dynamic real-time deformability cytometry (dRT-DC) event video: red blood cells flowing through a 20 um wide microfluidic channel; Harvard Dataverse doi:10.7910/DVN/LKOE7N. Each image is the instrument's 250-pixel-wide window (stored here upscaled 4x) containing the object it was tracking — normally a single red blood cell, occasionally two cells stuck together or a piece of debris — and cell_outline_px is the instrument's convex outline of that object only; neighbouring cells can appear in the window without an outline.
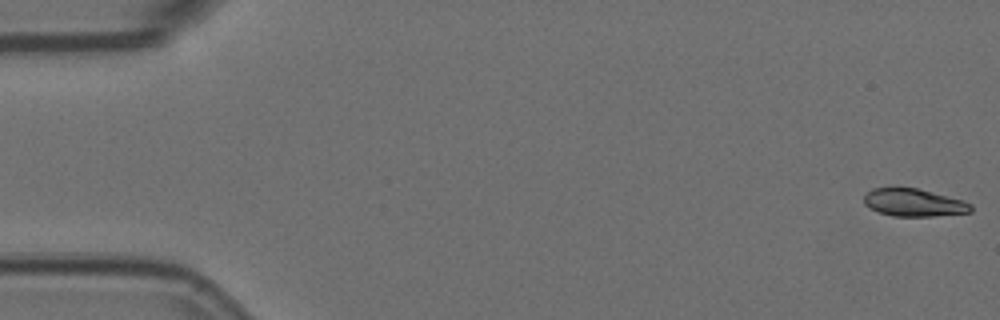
{"species": "Egyptian fruit bat (a non-hibernating species)", "species_latin": "Rousettus aegyptiacus", "temperature_condition": "room temperature", "stored_images_in_passage": 9, "camera_frame_rate_fps": 3000, "um_per_image_px": 0.085, "animal": {"sex": "female"}, "frame": {"image": 1, "passage_image": 1, "time_ms": 0.0, "image_size_px": [1000, 320], "cell_outline_px": [[972, 212], [932, 216], [892, 216], [868, 208], [864, 204], [864, 196], [872, 188], [916, 188], [964, 200], [972, 204]], "centroid_in_image_um": [77.68, 17.23], "position_along_channel_um": 7.3, "area_um2": 17.17}}